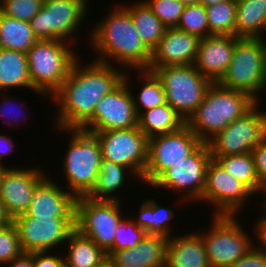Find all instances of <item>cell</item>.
Listing matches in <instances>:
<instances>
[{
    "label": "cell",
    "instance_id": "cell-1",
    "mask_svg": "<svg viewBox=\"0 0 266 267\" xmlns=\"http://www.w3.org/2000/svg\"><path fill=\"white\" fill-rule=\"evenodd\" d=\"M113 66L94 60L83 67L79 58L75 61L69 76L50 97L59 105L55 127L80 129L93 116L100 99L124 81L125 73Z\"/></svg>",
    "mask_w": 266,
    "mask_h": 267
},
{
    "label": "cell",
    "instance_id": "cell-2",
    "mask_svg": "<svg viewBox=\"0 0 266 267\" xmlns=\"http://www.w3.org/2000/svg\"><path fill=\"white\" fill-rule=\"evenodd\" d=\"M89 36L93 49L100 55L95 61L112 64L114 60L122 67H129L128 70H148L151 51L141 41L133 20L124 7L111 10L93 30L91 28Z\"/></svg>",
    "mask_w": 266,
    "mask_h": 267
},
{
    "label": "cell",
    "instance_id": "cell-3",
    "mask_svg": "<svg viewBox=\"0 0 266 267\" xmlns=\"http://www.w3.org/2000/svg\"><path fill=\"white\" fill-rule=\"evenodd\" d=\"M256 103L243 92L225 88L219 83H212L186 125L203 143H208L229 123L242 117Z\"/></svg>",
    "mask_w": 266,
    "mask_h": 267
},
{
    "label": "cell",
    "instance_id": "cell-4",
    "mask_svg": "<svg viewBox=\"0 0 266 267\" xmlns=\"http://www.w3.org/2000/svg\"><path fill=\"white\" fill-rule=\"evenodd\" d=\"M63 40H37L27 51L32 91L52 96L69 76L79 58Z\"/></svg>",
    "mask_w": 266,
    "mask_h": 267
},
{
    "label": "cell",
    "instance_id": "cell-5",
    "mask_svg": "<svg viewBox=\"0 0 266 267\" xmlns=\"http://www.w3.org/2000/svg\"><path fill=\"white\" fill-rule=\"evenodd\" d=\"M218 83L260 102L258 95L266 91L265 38L240 37L235 43L229 68Z\"/></svg>",
    "mask_w": 266,
    "mask_h": 267
},
{
    "label": "cell",
    "instance_id": "cell-6",
    "mask_svg": "<svg viewBox=\"0 0 266 267\" xmlns=\"http://www.w3.org/2000/svg\"><path fill=\"white\" fill-rule=\"evenodd\" d=\"M71 135L62 171L69 185L67 191L75 197L85 196L93 187L100 171L102 153L98 139L81 129H64Z\"/></svg>",
    "mask_w": 266,
    "mask_h": 267
},
{
    "label": "cell",
    "instance_id": "cell-7",
    "mask_svg": "<svg viewBox=\"0 0 266 267\" xmlns=\"http://www.w3.org/2000/svg\"><path fill=\"white\" fill-rule=\"evenodd\" d=\"M161 81L168 103L185 122L195 113L212 82L194 66L148 68Z\"/></svg>",
    "mask_w": 266,
    "mask_h": 267
},
{
    "label": "cell",
    "instance_id": "cell-8",
    "mask_svg": "<svg viewBox=\"0 0 266 267\" xmlns=\"http://www.w3.org/2000/svg\"><path fill=\"white\" fill-rule=\"evenodd\" d=\"M210 232L201 233L210 267H229L254 246L235 215H214ZM252 240V241H251Z\"/></svg>",
    "mask_w": 266,
    "mask_h": 267
},
{
    "label": "cell",
    "instance_id": "cell-9",
    "mask_svg": "<svg viewBox=\"0 0 266 267\" xmlns=\"http://www.w3.org/2000/svg\"><path fill=\"white\" fill-rule=\"evenodd\" d=\"M120 203L93 200L85 196L75 200L76 229L93 240L106 254L113 247L116 228L123 219Z\"/></svg>",
    "mask_w": 266,
    "mask_h": 267
},
{
    "label": "cell",
    "instance_id": "cell-10",
    "mask_svg": "<svg viewBox=\"0 0 266 267\" xmlns=\"http://www.w3.org/2000/svg\"><path fill=\"white\" fill-rule=\"evenodd\" d=\"M87 5L88 0H44L40 11L29 22L33 34L37 40L76 41L72 34L86 18Z\"/></svg>",
    "mask_w": 266,
    "mask_h": 267
},
{
    "label": "cell",
    "instance_id": "cell-11",
    "mask_svg": "<svg viewBox=\"0 0 266 267\" xmlns=\"http://www.w3.org/2000/svg\"><path fill=\"white\" fill-rule=\"evenodd\" d=\"M86 132L98 139L102 159L127 167L136 180H142L147 165L148 138L138 126Z\"/></svg>",
    "mask_w": 266,
    "mask_h": 267
},
{
    "label": "cell",
    "instance_id": "cell-12",
    "mask_svg": "<svg viewBox=\"0 0 266 267\" xmlns=\"http://www.w3.org/2000/svg\"><path fill=\"white\" fill-rule=\"evenodd\" d=\"M259 108L258 102L208 142L212 157L246 154L266 138V111Z\"/></svg>",
    "mask_w": 266,
    "mask_h": 267
},
{
    "label": "cell",
    "instance_id": "cell-13",
    "mask_svg": "<svg viewBox=\"0 0 266 267\" xmlns=\"http://www.w3.org/2000/svg\"><path fill=\"white\" fill-rule=\"evenodd\" d=\"M203 142L187 126L148 139L147 165L142 182L152 185L167 169L191 155Z\"/></svg>",
    "mask_w": 266,
    "mask_h": 267
},
{
    "label": "cell",
    "instance_id": "cell-14",
    "mask_svg": "<svg viewBox=\"0 0 266 267\" xmlns=\"http://www.w3.org/2000/svg\"><path fill=\"white\" fill-rule=\"evenodd\" d=\"M211 158L208 143H202L191 155L167 169L151 186L176 192L188 190L186 201H199L205 189L206 171Z\"/></svg>",
    "mask_w": 266,
    "mask_h": 267
},
{
    "label": "cell",
    "instance_id": "cell-15",
    "mask_svg": "<svg viewBox=\"0 0 266 267\" xmlns=\"http://www.w3.org/2000/svg\"><path fill=\"white\" fill-rule=\"evenodd\" d=\"M127 72L124 81L97 103L93 116L80 128L84 131L129 129L138 126Z\"/></svg>",
    "mask_w": 266,
    "mask_h": 267
},
{
    "label": "cell",
    "instance_id": "cell-16",
    "mask_svg": "<svg viewBox=\"0 0 266 267\" xmlns=\"http://www.w3.org/2000/svg\"><path fill=\"white\" fill-rule=\"evenodd\" d=\"M254 193L211 158L206 171V185L200 201L212 203L214 215H235ZM217 210V211H216Z\"/></svg>",
    "mask_w": 266,
    "mask_h": 267
},
{
    "label": "cell",
    "instance_id": "cell-17",
    "mask_svg": "<svg viewBox=\"0 0 266 267\" xmlns=\"http://www.w3.org/2000/svg\"><path fill=\"white\" fill-rule=\"evenodd\" d=\"M23 252H46L65 243L76 229L75 219L33 218L18 215L12 221ZM55 246V247H54Z\"/></svg>",
    "mask_w": 266,
    "mask_h": 267
},
{
    "label": "cell",
    "instance_id": "cell-18",
    "mask_svg": "<svg viewBox=\"0 0 266 267\" xmlns=\"http://www.w3.org/2000/svg\"><path fill=\"white\" fill-rule=\"evenodd\" d=\"M46 176L39 168H7L0 184V199L12 219L26 213L36 186Z\"/></svg>",
    "mask_w": 266,
    "mask_h": 267
},
{
    "label": "cell",
    "instance_id": "cell-19",
    "mask_svg": "<svg viewBox=\"0 0 266 267\" xmlns=\"http://www.w3.org/2000/svg\"><path fill=\"white\" fill-rule=\"evenodd\" d=\"M75 200L70 192L57 186L48 175L36 186L25 215L33 218L75 219Z\"/></svg>",
    "mask_w": 266,
    "mask_h": 267
},
{
    "label": "cell",
    "instance_id": "cell-20",
    "mask_svg": "<svg viewBox=\"0 0 266 267\" xmlns=\"http://www.w3.org/2000/svg\"><path fill=\"white\" fill-rule=\"evenodd\" d=\"M200 38L176 27L166 28L151 52L149 68L194 64Z\"/></svg>",
    "mask_w": 266,
    "mask_h": 267
},
{
    "label": "cell",
    "instance_id": "cell-21",
    "mask_svg": "<svg viewBox=\"0 0 266 267\" xmlns=\"http://www.w3.org/2000/svg\"><path fill=\"white\" fill-rule=\"evenodd\" d=\"M239 38L229 35L201 38L194 62L195 68L212 83H218L229 68L235 43Z\"/></svg>",
    "mask_w": 266,
    "mask_h": 267
},
{
    "label": "cell",
    "instance_id": "cell-22",
    "mask_svg": "<svg viewBox=\"0 0 266 267\" xmlns=\"http://www.w3.org/2000/svg\"><path fill=\"white\" fill-rule=\"evenodd\" d=\"M168 239L146 235L137 246L118 252H108V259L116 267H166Z\"/></svg>",
    "mask_w": 266,
    "mask_h": 267
},
{
    "label": "cell",
    "instance_id": "cell-23",
    "mask_svg": "<svg viewBox=\"0 0 266 267\" xmlns=\"http://www.w3.org/2000/svg\"><path fill=\"white\" fill-rule=\"evenodd\" d=\"M176 236L168 239L166 267H210L200 231Z\"/></svg>",
    "mask_w": 266,
    "mask_h": 267
},
{
    "label": "cell",
    "instance_id": "cell-24",
    "mask_svg": "<svg viewBox=\"0 0 266 267\" xmlns=\"http://www.w3.org/2000/svg\"><path fill=\"white\" fill-rule=\"evenodd\" d=\"M185 125L183 118L168 103L144 111L138 116V128L148 139L173 133Z\"/></svg>",
    "mask_w": 266,
    "mask_h": 267
},
{
    "label": "cell",
    "instance_id": "cell-25",
    "mask_svg": "<svg viewBox=\"0 0 266 267\" xmlns=\"http://www.w3.org/2000/svg\"><path fill=\"white\" fill-rule=\"evenodd\" d=\"M236 37L263 38L266 30V0H236Z\"/></svg>",
    "mask_w": 266,
    "mask_h": 267
},
{
    "label": "cell",
    "instance_id": "cell-26",
    "mask_svg": "<svg viewBox=\"0 0 266 267\" xmlns=\"http://www.w3.org/2000/svg\"><path fill=\"white\" fill-rule=\"evenodd\" d=\"M14 87L32 90L27 54L0 48V91Z\"/></svg>",
    "mask_w": 266,
    "mask_h": 267
},
{
    "label": "cell",
    "instance_id": "cell-27",
    "mask_svg": "<svg viewBox=\"0 0 266 267\" xmlns=\"http://www.w3.org/2000/svg\"><path fill=\"white\" fill-rule=\"evenodd\" d=\"M66 242V267H98L108 259L107 254L93 240L82 235L77 229L69 235Z\"/></svg>",
    "mask_w": 266,
    "mask_h": 267
},
{
    "label": "cell",
    "instance_id": "cell-28",
    "mask_svg": "<svg viewBox=\"0 0 266 267\" xmlns=\"http://www.w3.org/2000/svg\"><path fill=\"white\" fill-rule=\"evenodd\" d=\"M127 170L129 171L127 167L102 159L95 183L85 197L98 201L121 202L115 192L122 188Z\"/></svg>",
    "mask_w": 266,
    "mask_h": 267
},
{
    "label": "cell",
    "instance_id": "cell-29",
    "mask_svg": "<svg viewBox=\"0 0 266 267\" xmlns=\"http://www.w3.org/2000/svg\"><path fill=\"white\" fill-rule=\"evenodd\" d=\"M134 4L123 7L129 12L141 41L152 52L163 37L166 27L144 0H138Z\"/></svg>",
    "mask_w": 266,
    "mask_h": 267
},
{
    "label": "cell",
    "instance_id": "cell-30",
    "mask_svg": "<svg viewBox=\"0 0 266 267\" xmlns=\"http://www.w3.org/2000/svg\"><path fill=\"white\" fill-rule=\"evenodd\" d=\"M36 41L29 22L0 12V48L27 53Z\"/></svg>",
    "mask_w": 266,
    "mask_h": 267
},
{
    "label": "cell",
    "instance_id": "cell-31",
    "mask_svg": "<svg viewBox=\"0 0 266 267\" xmlns=\"http://www.w3.org/2000/svg\"><path fill=\"white\" fill-rule=\"evenodd\" d=\"M157 204L155 199H146L139 208L138 217L132 220L138 227L143 228L147 235L162 236L169 239L172 235L168 223L171 222L174 213L171 209Z\"/></svg>",
    "mask_w": 266,
    "mask_h": 267
},
{
    "label": "cell",
    "instance_id": "cell-32",
    "mask_svg": "<svg viewBox=\"0 0 266 267\" xmlns=\"http://www.w3.org/2000/svg\"><path fill=\"white\" fill-rule=\"evenodd\" d=\"M212 158L217 160L230 175L245 184L253 193L263 191L251 152Z\"/></svg>",
    "mask_w": 266,
    "mask_h": 267
},
{
    "label": "cell",
    "instance_id": "cell-33",
    "mask_svg": "<svg viewBox=\"0 0 266 267\" xmlns=\"http://www.w3.org/2000/svg\"><path fill=\"white\" fill-rule=\"evenodd\" d=\"M208 17L209 35L235 36L236 0H224L205 7Z\"/></svg>",
    "mask_w": 266,
    "mask_h": 267
},
{
    "label": "cell",
    "instance_id": "cell-34",
    "mask_svg": "<svg viewBox=\"0 0 266 267\" xmlns=\"http://www.w3.org/2000/svg\"><path fill=\"white\" fill-rule=\"evenodd\" d=\"M137 76H139L138 79L144 81V86L142 84V88L139 91V94H137V98H135L133 94L135 110L139 116L144 111L165 104L166 97L161 81L153 72L149 70H140L139 74L138 70Z\"/></svg>",
    "mask_w": 266,
    "mask_h": 267
},
{
    "label": "cell",
    "instance_id": "cell-35",
    "mask_svg": "<svg viewBox=\"0 0 266 267\" xmlns=\"http://www.w3.org/2000/svg\"><path fill=\"white\" fill-rule=\"evenodd\" d=\"M176 28L196 35L200 39L210 36L205 7L200 2L185 6Z\"/></svg>",
    "mask_w": 266,
    "mask_h": 267
},
{
    "label": "cell",
    "instance_id": "cell-36",
    "mask_svg": "<svg viewBox=\"0 0 266 267\" xmlns=\"http://www.w3.org/2000/svg\"><path fill=\"white\" fill-rule=\"evenodd\" d=\"M115 234L113 247L109 252L131 249L147 235L146 231L138 227L132 219L124 217L116 228Z\"/></svg>",
    "mask_w": 266,
    "mask_h": 267
},
{
    "label": "cell",
    "instance_id": "cell-37",
    "mask_svg": "<svg viewBox=\"0 0 266 267\" xmlns=\"http://www.w3.org/2000/svg\"><path fill=\"white\" fill-rule=\"evenodd\" d=\"M44 0H0V12L5 16L30 22L42 8Z\"/></svg>",
    "mask_w": 266,
    "mask_h": 267
},
{
    "label": "cell",
    "instance_id": "cell-38",
    "mask_svg": "<svg viewBox=\"0 0 266 267\" xmlns=\"http://www.w3.org/2000/svg\"><path fill=\"white\" fill-rule=\"evenodd\" d=\"M166 28L177 27L184 5L178 0H144Z\"/></svg>",
    "mask_w": 266,
    "mask_h": 267
},
{
    "label": "cell",
    "instance_id": "cell-39",
    "mask_svg": "<svg viewBox=\"0 0 266 267\" xmlns=\"http://www.w3.org/2000/svg\"><path fill=\"white\" fill-rule=\"evenodd\" d=\"M23 253L17 229L13 222L0 226V265L11 262Z\"/></svg>",
    "mask_w": 266,
    "mask_h": 267
},
{
    "label": "cell",
    "instance_id": "cell-40",
    "mask_svg": "<svg viewBox=\"0 0 266 267\" xmlns=\"http://www.w3.org/2000/svg\"><path fill=\"white\" fill-rule=\"evenodd\" d=\"M255 169L262 188L266 185V138L252 150Z\"/></svg>",
    "mask_w": 266,
    "mask_h": 267
},
{
    "label": "cell",
    "instance_id": "cell-41",
    "mask_svg": "<svg viewBox=\"0 0 266 267\" xmlns=\"http://www.w3.org/2000/svg\"><path fill=\"white\" fill-rule=\"evenodd\" d=\"M229 267H266V252L254 245L246 255Z\"/></svg>",
    "mask_w": 266,
    "mask_h": 267
},
{
    "label": "cell",
    "instance_id": "cell-42",
    "mask_svg": "<svg viewBox=\"0 0 266 267\" xmlns=\"http://www.w3.org/2000/svg\"><path fill=\"white\" fill-rule=\"evenodd\" d=\"M46 252H34V267H66L65 257Z\"/></svg>",
    "mask_w": 266,
    "mask_h": 267
},
{
    "label": "cell",
    "instance_id": "cell-43",
    "mask_svg": "<svg viewBox=\"0 0 266 267\" xmlns=\"http://www.w3.org/2000/svg\"><path fill=\"white\" fill-rule=\"evenodd\" d=\"M261 219L257 220V223H255L254 229V235L257 237L258 242L257 244L261 250L266 252V213L265 216L260 217ZM263 246V248H262Z\"/></svg>",
    "mask_w": 266,
    "mask_h": 267
},
{
    "label": "cell",
    "instance_id": "cell-44",
    "mask_svg": "<svg viewBox=\"0 0 266 267\" xmlns=\"http://www.w3.org/2000/svg\"><path fill=\"white\" fill-rule=\"evenodd\" d=\"M8 264L9 267H34V252H23Z\"/></svg>",
    "mask_w": 266,
    "mask_h": 267
},
{
    "label": "cell",
    "instance_id": "cell-45",
    "mask_svg": "<svg viewBox=\"0 0 266 267\" xmlns=\"http://www.w3.org/2000/svg\"><path fill=\"white\" fill-rule=\"evenodd\" d=\"M14 142L13 140L11 139V136L7 137L5 136L4 134H0V163H3L1 162L2 159L4 158L3 156L5 154H9L11 155V152H13V147H14Z\"/></svg>",
    "mask_w": 266,
    "mask_h": 267
},
{
    "label": "cell",
    "instance_id": "cell-46",
    "mask_svg": "<svg viewBox=\"0 0 266 267\" xmlns=\"http://www.w3.org/2000/svg\"><path fill=\"white\" fill-rule=\"evenodd\" d=\"M11 96H4V101H3V104L1 103V105H3L1 108L3 109V107H4V109L3 110H0V114H5L7 111H8V109H10V108H8L9 106H12L13 104L12 103H14V100L11 98ZM13 101V102H12ZM16 104V103H15ZM18 106V105H17ZM8 109H7V108ZM17 108V107H16ZM23 109V108H22ZM5 110H6V112H5ZM9 112V111H8ZM6 115H8V114H6ZM5 115V116H6ZM22 115H23V112H22ZM20 116V115H19ZM4 117V116H3ZM9 117H10V114H9ZM14 117H15V115H14ZM23 117H24V115H23ZM7 118H8V116H7ZM20 117H15V119H13V117H12V119L10 120L9 118V121L11 122L10 124H12V122L14 121L15 123H16V125H17V123L19 122V123H21V122H23V121H20L21 119H19ZM22 118V117H21ZM6 119V118H5ZM23 119V118H22ZM8 121V120H7ZM8 121V122H9ZM17 121V122H16Z\"/></svg>",
    "mask_w": 266,
    "mask_h": 267
},
{
    "label": "cell",
    "instance_id": "cell-47",
    "mask_svg": "<svg viewBox=\"0 0 266 267\" xmlns=\"http://www.w3.org/2000/svg\"><path fill=\"white\" fill-rule=\"evenodd\" d=\"M13 221L11 216L7 213L3 202L0 199V226L8 225Z\"/></svg>",
    "mask_w": 266,
    "mask_h": 267
},
{
    "label": "cell",
    "instance_id": "cell-48",
    "mask_svg": "<svg viewBox=\"0 0 266 267\" xmlns=\"http://www.w3.org/2000/svg\"><path fill=\"white\" fill-rule=\"evenodd\" d=\"M224 0H200V3L204 6V7H208L211 5H216L219 2H222Z\"/></svg>",
    "mask_w": 266,
    "mask_h": 267
},
{
    "label": "cell",
    "instance_id": "cell-49",
    "mask_svg": "<svg viewBox=\"0 0 266 267\" xmlns=\"http://www.w3.org/2000/svg\"><path fill=\"white\" fill-rule=\"evenodd\" d=\"M178 1H180L184 6L193 5L200 2V0H178Z\"/></svg>",
    "mask_w": 266,
    "mask_h": 267
},
{
    "label": "cell",
    "instance_id": "cell-50",
    "mask_svg": "<svg viewBox=\"0 0 266 267\" xmlns=\"http://www.w3.org/2000/svg\"><path fill=\"white\" fill-rule=\"evenodd\" d=\"M98 267H116L109 259L104 261L100 266Z\"/></svg>",
    "mask_w": 266,
    "mask_h": 267
},
{
    "label": "cell",
    "instance_id": "cell-51",
    "mask_svg": "<svg viewBox=\"0 0 266 267\" xmlns=\"http://www.w3.org/2000/svg\"><path fill=\"white\" fill-rule=\"evenodd\" d=\"M8 167L4 166L3 163H0V184H1V180H2V176L5 173V171L7 170Z\"/></svg>",
    "mask_w": 266,
    "mask_h": 267
},
{
    "label": "cell",
    "instance_id": "cell-52",
    "mask_svg": "<svg viewBox=\"0 0 266 267\" xmlns=\"http://www.w3.org/2000/svg\"><path fill=\"white\" fill-rule=\"evenodd\" d=\"M263 193H265L266 194V185L264 186V188H263V191H262ZM264 206L263 207H265V210H266V201H264Z\"/></svg>",
    "mask_w": 266,
    "mask_h": 267
}]
</instances>
